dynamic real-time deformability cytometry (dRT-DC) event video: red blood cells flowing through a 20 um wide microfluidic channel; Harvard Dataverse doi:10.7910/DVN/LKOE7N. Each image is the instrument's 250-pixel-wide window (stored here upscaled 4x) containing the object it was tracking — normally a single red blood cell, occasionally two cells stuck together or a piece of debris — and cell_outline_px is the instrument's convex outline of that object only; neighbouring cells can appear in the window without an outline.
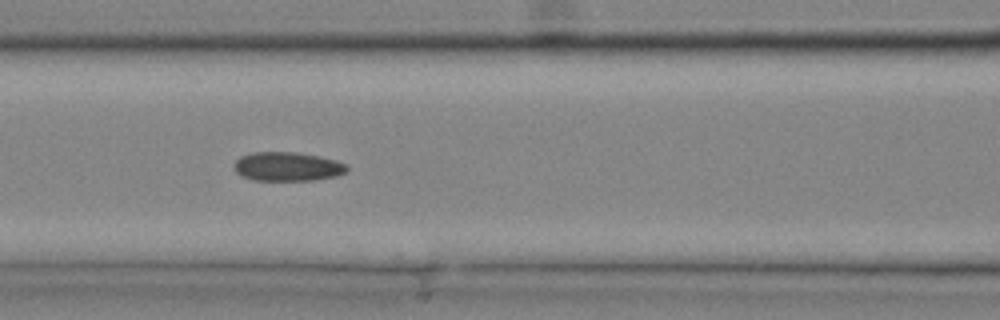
{"species": "common noctule bat (a hibernating species)", "species_latin": "Nyctalus noctula", "temperature_condition": "cold", "stored_images_in_passage": 26, "camera_frame_rate_fps": 3000, "um_per_image_px": 0.085, "animal": {"sex": "male", "body_mass_g": 20.4}, "frame": {"image": 1, "passage_image": 12, "time_ms": 3.667, "image_size_px": [1000, 320], "cell_outline_px": [[348, 168], [344, 172], [336, 176], [316, 180], [256, 180], [240, 176], [236, 172], [236, 160], [240, 156], [252, 152], [296, 152], [320, 156], [336, 160], [344, 164]], "centroid_in_image_um": [24.43, 14.15], "position_along_channel_um": 142.2, "area_um2": 18.96}}
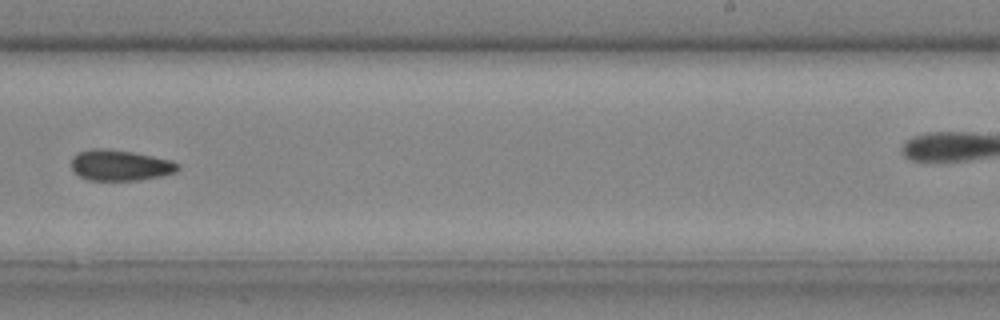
{"frame": {"image": 2, "passage_image": 19, "time_ms": 6.0, "image_size_px": [1000, 320], "cell_outline_px": [[180, 168], [176, 172], [160, 176], [136, 180], [88, 180], [80, 176], [72, 168], [72, 156], [80, 152], [92, 148], [100, 148], [132, 152], [172, 160], [180, 164]], "centroid_in_image_um": [10.23, 14.05], "position_along_channel_um": 278.8, "area_um2": 18.96}}